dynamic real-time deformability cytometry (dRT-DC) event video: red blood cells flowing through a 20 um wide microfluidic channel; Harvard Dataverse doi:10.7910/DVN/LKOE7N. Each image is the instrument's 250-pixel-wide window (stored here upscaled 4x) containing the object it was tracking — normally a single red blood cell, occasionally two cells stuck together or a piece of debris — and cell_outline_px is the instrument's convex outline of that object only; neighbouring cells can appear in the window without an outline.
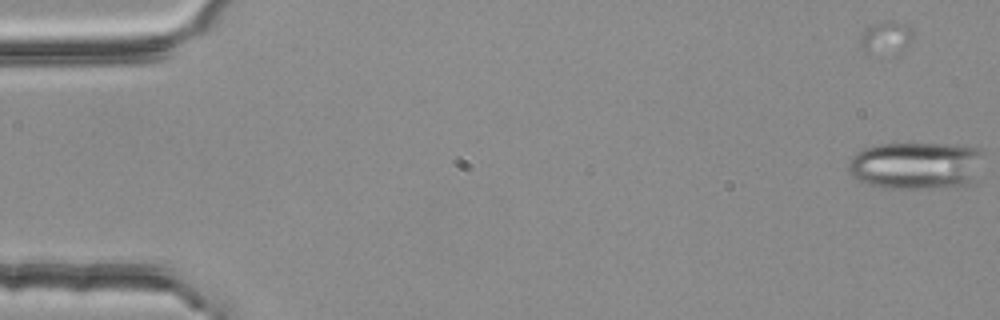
{"species": "common noctule bat (a hibernating species)", "species_latin": "Nyctalus noctula", "temperature_condition": "room temperature", "stored_images_in_passage": 4, "camera_frame_rate_fps": 3000, "um_per_image_px": 0.085, "animal": {"sex": "female", "body_mass_g": 25.1}, "frame": {"image": 1, "passage_image": 1, "time_ms": 0.0, "image_size_px": [1000, 320], "cell_outline_px": [[984, 152], [972, 180], [968, 184], [916, 188], [884, 188], [868, 184], [856, 180], [852, 176], [848, 168], [848, 164], [852, 156], [856, 152], [864, 148], [876, 144], [964, 144], [984, 148]], "centroid_in_image_um": [77.84, 14.03], "position_along_channel_um": 7.2, "area_um2": 37.34}}